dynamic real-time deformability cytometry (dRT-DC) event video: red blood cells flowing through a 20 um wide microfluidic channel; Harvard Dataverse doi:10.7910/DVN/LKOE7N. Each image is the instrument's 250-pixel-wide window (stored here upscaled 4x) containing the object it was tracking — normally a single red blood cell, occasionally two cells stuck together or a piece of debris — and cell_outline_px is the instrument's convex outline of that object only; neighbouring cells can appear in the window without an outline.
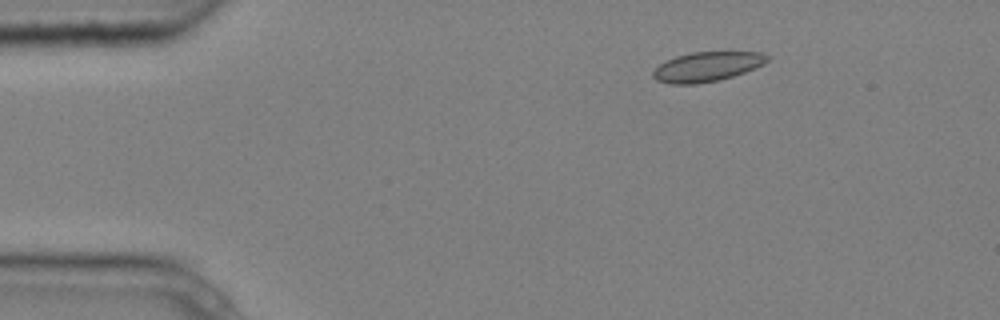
{"species": "common noctule bat (a hibernating species)", "species_latin": "Nyctalus noctula", "temperature_condition": "cold", "stored_images_in_passage": 5, "camera_frame_rate_fps": 3000, "um_per_image_px": 0.085, "animal": {"sex": "male", "body_mass_g": 20.4}, "frame": {"image": 1, "passage_image": 3, "time_ms": 0.667, "image_size_px": [1000, 320], "cell_outline_px": [[768, 60], [764, 64], [744, 72], [720, 80], [696, 84], [668, 84], [656, 80], [652, 76], [652, 72], [660, 64], [676, 56], [692, 52], [760, 52], [768, 56]], "centroid_in_image_um": [60.07, 5.68], "position_along_channel_um": 24.9, "area_um2": 19.59}}